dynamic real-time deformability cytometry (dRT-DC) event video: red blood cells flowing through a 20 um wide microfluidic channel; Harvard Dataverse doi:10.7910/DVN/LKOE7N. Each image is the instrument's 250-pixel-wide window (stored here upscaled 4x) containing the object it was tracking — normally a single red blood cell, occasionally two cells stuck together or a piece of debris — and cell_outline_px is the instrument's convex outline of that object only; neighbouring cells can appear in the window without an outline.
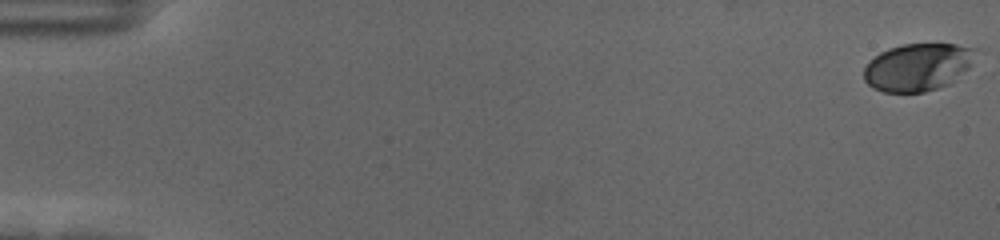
{"species": "human", "species_latin": "Homo sapiens", "temperature_condition": "cold", "stored_images_in_passage": 59, "camera_frame_rate_fps": 3000, "um_per_image_px": 0.085, "donor": {"sex": "female"}, "frame": {"image": 1, "passage_image": 1, "time_ms": 0.0, "image_size_px": [1000, 240], "cell_outline_px": [[984, 52], [980, 76], [940, 88], [924, 92], [884, 92], [872, 88], [864, 80], [864, 68], [868, 60], [880, 52], [888, 48], [904, 44], [956, 44], [980, 48]], "centroid_in_image_um": [78.42, 5.71], "position_along_channel_um": 6.6, "area_um2": 34.33}}
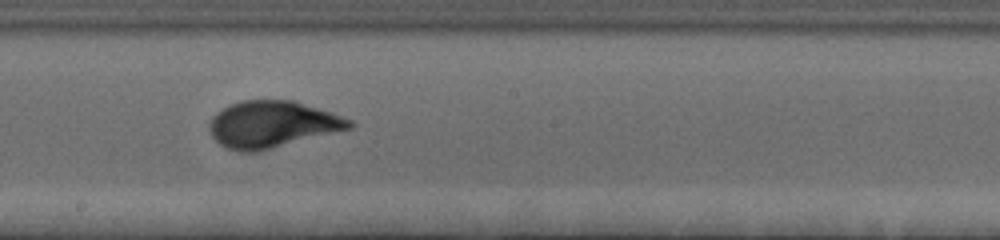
{"frame": {"image": 2, "passage_image": 34, "time_ms": 11.0, "image_size_px": [1000, 240], "cell_outline_px": [[356, 124], [352, 128], [260, 152], [240, 152], [228, 148], [220, 144], [212, 136], [208, 128], [208, 124], [212, 116], [216, 112], [228, 104], [240, 100], [296, 100], [332, 112], [352, 120]], "centroid_in_image_um": [23.14, 10.56], "position_along_channel_um": 225.1, "area_um2": 38.73}}
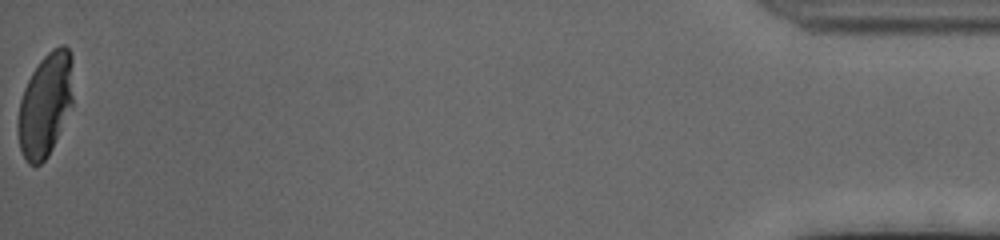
{"frame": {"image": 3, "passage_image": 59, "time_ms": 19.333, "image_size_px": [1000, 240], "cell_outline_px": [[72, 104], [52, 148], [48, 156], [40, 164], [28, 164], [20, 148], [16, 128], [16, 124], [20, 100], [24, 88], [32, 72], [40, 60], [52, 48], [60, 44], [64, 44], [68, 48], [72, 56]], "centroid_in_image_um": [3.83, 8.88], "position_along_channel_um": 431.4, "area_um2": 33.23}, "authors_computed_cell_mechanics": {"area_um2": 35.4892, "velocity_mm_per_s": 3.5419, "shape_relaxation_time_tau1_ms": 3.2179, "shape_relaxation_time_tau2_ms": null, "deformation_change_tau1": 0.1672, "deformation_change_tau2": null}}